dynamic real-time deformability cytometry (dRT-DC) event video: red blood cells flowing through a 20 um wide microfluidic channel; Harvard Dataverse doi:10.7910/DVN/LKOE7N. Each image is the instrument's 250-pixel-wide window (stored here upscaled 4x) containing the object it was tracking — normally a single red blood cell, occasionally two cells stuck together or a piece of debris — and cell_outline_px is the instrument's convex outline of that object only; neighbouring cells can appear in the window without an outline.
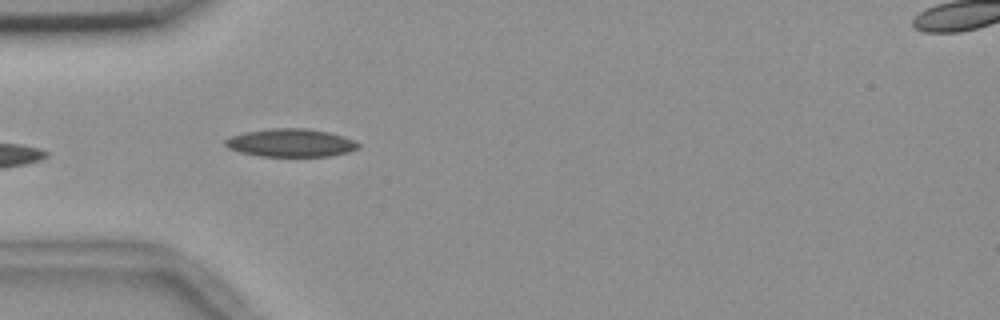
{"species": "common noctule bat (a hibernating species)", "species_latin": "Nyctalus noctula", "temperature_condition": "room temperature", "stored_images_in_passage": 3, "camera_frame_rate_fps": 3000, "um_per_image_px": 0.085, "animal": {"sex": "female", "body_mass_g": 18.4}, "frame": {"image": 1, "passage_image": 2, "time_ms": 2.0, "image_size_px": [1000, 320], "cell_outline_px": [[360, 148], [348, 152], [328, 156], [260, 156], [240, 152], [228, 148], [224, 144], [224, 140], [228, 136], [244, 132], [272, 128], [308, 128], [328, 132], [344, 136], [360, 144]], "centroid_in_image_um": [24.69, 12.13], "position_along_channel_um": 60.3, "area_um2": 21.85}}